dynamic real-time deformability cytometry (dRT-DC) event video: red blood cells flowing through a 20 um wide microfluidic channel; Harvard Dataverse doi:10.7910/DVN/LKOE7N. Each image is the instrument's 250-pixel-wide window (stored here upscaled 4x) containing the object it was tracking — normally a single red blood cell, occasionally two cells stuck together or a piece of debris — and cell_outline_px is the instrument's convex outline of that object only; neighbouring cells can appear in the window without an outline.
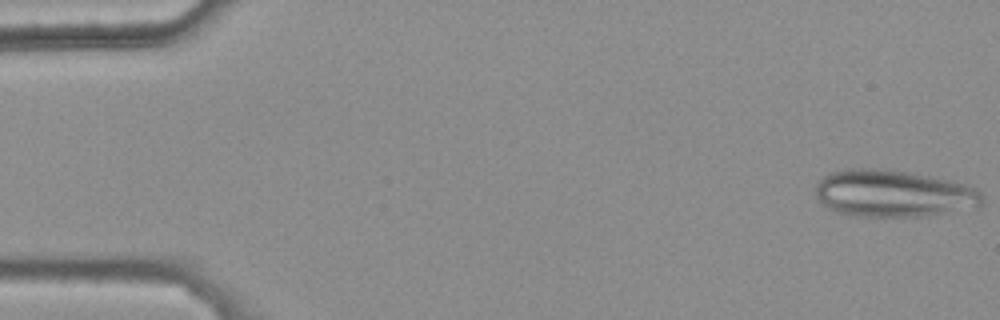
{"species": "common noctule bat (a hibernating species)", "species_latin": "Nyctalus noctula", "temperature_condition": "warm", "stored_images_in_passage": 15, "camera_frame_rate_fps": 3000, "um_per_image_px": 0.085, "animal": {"sex": "female", "body_mass_g": 25.1}, "frame": {"image": 1, "passage_image": 1, "time_ms": 0.0, "image_size_px": [1000, 320], "cell_outline_px": [[984, 200], [976, 208], [932, 216], [844, 216], [820, 204], [816, 196], [816, 180], [828, 172], [848, 168], [880, 168], [908, 172], [948, 180], [964, 184], [976, 188], [980, 192]], "centroid_in_image_um": [75.89, 16.46], "position_along_channel_um": 9.1, "area_um2": 46.47}}